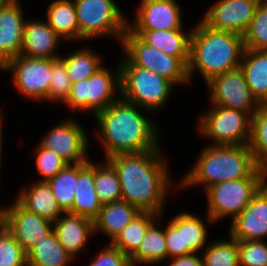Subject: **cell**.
Here are the masks:
<instances>
[{"label":"cell","mask_w":267,"mask_h":266,"mask_svg":"<svg viewBox=\"0 0 267 266\" xmlns=\"http://www.w3.org/2000/svg\"><path fill=\"white\" fill-rule=\"evenodd\" d=\"M160 150L119 153L105 158L117 173L121 200L134 205L140 212L158 215L164 212L172 180L167 160Z\"/></svg>","instance_id":"1"},{"label":"cell","mask_w":267,"mask_h":266,"mask_svg":"<svg viewBox=\"0 0 267 266\" xmlns=\"http://www.w3.org/2000/svg\"><path fill=\"white\" fill-rule=\"evenodd\" d=\"M140 110V111H139ZM150 111L119 98L93 117L105 158L119 153H144L160 147L158 123L144 116Z\"/></svg>","instance_id":"2"},{"label":"cell","mask_w":267,"mask_h":266,"mask_svg":"<svg viewBox=\"0 0 267 266\" xmlns=\"http://www.w3.org/2000/svg\"><path fill=\"white\" fill-rule=\"evenodd\" d=\"M180 181L178 189L202 186L204 191L221 182L240 178H264L249 145H206Z\"/></svg>","instance_id":"3"},{"label":"cell","mask_w":267,"mask_h":266,"mask_svg":"<svg viewBox=\"0 0 267 266\" xmlns=\"http://www.w3.org/2000/svg\"><path fill=\"white\" fill-rule=\"evenodd\" d=\"M244 50L243 36L211 29L199 20L190 36L189 81L196 71L206 84L213 77L240 67Z\"/></svg>","instance_id":"4"},{"label":"cell","mask_w":267,"mask_h":266,"mask_svg":"<svg viewBox=\"0 0 267 266\" xmlns=\"http://www.w3.org/2000/svg\"><path fill=\"white\" fill-rule=\"evenodd\" d=\"M118 66L122 99L150 111L151 114L167 103L175 88L171 81L150 69L135 65Z\"/></svg>","instance_id":"5"},{"label":"cell","mask_w":267,"mask_h":266,"mask_svg":"<svg viewBox=\"0 0 267 266\" xmlns=\"http://www.w3.org/2000/svg\"><path fill=\"white\" fill-rule=\"evenodd\" d=\"M120 92V66L114 74L102 65L89 78L72 83L70 94L63 104L72 111L91 112L94 116L117 101Z\"/></svg>","instance_id":"6"},{"label":"cell","mask_w":267,"mask_h":266,"mask_svg":"<svg viewBox=\"0 0 267 266\" xmlns=\"http://www.w3.org/2000/svg\"><path fill=\"white\" fill-rule=\"evenodd\" d=\"M125 54L119 65H135L150 69L154 73L165 77L175 86L188 85L187 66L177 57L170 56L153 46L145 43L138 35L128 29L122 36L121 42Z\"/></svg>","instance_id":"7"},{"label":"cell","mask_w":267,"mask_h":266,"mask_svg":"<svg viewBox=\"0 0 267 266\" xmlns=\"http://www.w3.org/2000/svg\"><path fill=\"white\" fill-rule=\"evenodd\" d=\"M79 40L112 37L121 42L127 19L114 0H74Z\"/></svg>","instance_id":"8"},{"label":"cell","mask_w":267,"mask_h":266,"mask_svg":"<svg viewBox=\"0 0 267 266\" xmlns=\"http://www.w3.org/2000/svg\"><path fill=\"white\" fill-rule=\"evenodd\" d=\"M198 118L197 130L210 145H249L251 116L238 109L210 105Z\"/></svg>","instance_id":"9"},{"label":"cell","mask_w":267,"mask_h":266,"mask_svg":"<svg viewBox=\"0 0 267 266\" xmlns=\"http://www.w3.org/2000/svg\"><path fill=\"white\" fill-rule=\"evenodd\" d=\"M263 185L264 178H240L207 188V215L215 224L226 217L235 219Z\"/></svg>","instance_id":"10"},{"label":"cell","mask_w":267,"mask_h":266,"mask_svg":"<svg viewBox=\"0 0 267 266\" xmlns=\"http://www.w3.org/2000/svg\"><path fill=\"white\" fill-rule=\"evenodd\" d=\"M52 59L29 58L18 55L7 62L0 71L12 74L14 88L25 98L49 101Z\"/></svg>","instance_id":"11"},{"label":"cell","mask_w":267,"mask_h":266,"mask_svg":"<svg viewBox=\"0 0 267 266\" xmlns=\"http://www.w3.org/2000/svg\"><path fill=\"white\" fill-rule=\"evenodd\" d=\"M206 86L211 105L242 110L251 117L261 106L252 95L240 67L213 77Z\"/></svg>","instance_id":"12"},{"label":"cell","mask_w":267,"mask_h":266,"mask_svg":"<svg viewBox=\"0 0 267 266\" xmlns=\"http://www.w3.org/2000/svg\"><path fill=\"white\" fill-rule=\"evenodd\" d=\"M83 128L74 118L64 119L47 131L39 145L56 153L68 164L88 162L89 137Z\"/></svg>","instance_id":"13"},{"label":"cell","mask_w":267,"mask_h":266,"mask_svg":"<svg viewBox=\"0 0 267 266\" xmlns=\"http://www.w3.org/2000/svg\"><path fill=\"white\" fill-rule=\"evenodd\" d=\"M0 223L28 253L37 240L53 231V222L24 209L16 200L7 207H0Z\"/></svg>","instance_id":"14"},{"label":"cell","mask_w":267,"mask_h":266,"mask_svg":"<svg viewBox=\"0 0 267 266\" xmlns=\"http://www.w3.org/2000/svg\"><path fill=\"white\" fill-rule=\"evenodd\" d=\"M259 0H217L205 11L201 21L214 30L244 36Z\"/></svg>","instance_id":"15"},{"label":"cell","mask_w":267,"mask_h":266,"mask_svg":"<svg viewBox=\"0 0 267 266\" xmlns=\"http://www.w3.org/2000/svg\"><path fill=\"white\" fill-rule=\"evenodd\" d=\"M133 21H127L128 30L185 29L182 10L176 0H140ZM183 27V28H182Z\"/></svg>","instance_id":"16"},{"label":"cell","mask_w":267,"mask_h":266,"mask_svg":"<svg viewBox=\"0 0 267 266\" xmlns=\"http://www.w3.org/2000/svg\"><path fill=\"white\" fill-rule=\"evenodd\" d=\"M230 233L237 241L267 237V188L263 185L243 211L230 222Z\"/></svg>","instance_id":"17"},{"label":"cell","mask_w":267,"mask_h":266,"mask_svg":"<svg viewBox=\"0 0 267 266\" xmlns=\"http://www.w3.org/2000/svg\"><path fill=\"white\" fill-rule=\"evenodd\" d=\"M20 0H10L0 9V69L21 54L27 19Z\"/></svg>","instance_id":"18"},{"label":"cell","mask_w":267,"mask_h":266,"mask_svg":"<svg viewBox=\"0 0 267 266\" xmlns=\"http://www.w3.org/2000/svg\"><path fill=\"white\" fill-rule=\"evenodd\" d=\"M64 42L46 20L29 19L25 23L21 54L29 58L57 59L59 45Z\"/></svg>","instance_id":"19"},{"label":"cell","mask_w":267,"mask_h":266,"mask_svg":"<svg viewBox=\"0 0 267 266\" xmlns=\"http://www.w3.org/2000/svg\"><path fill=\"white\" fill-rule=\"evenodd\" d=\"M53 231L58 241L74 258L87 246L88 239L94 234L92 219L63 213L53 222Z\"/></svg>","instance_id":"20"},{"label":"cell","mask_w":267,"mask_h":266,"mask_svg":"<svg viewBox=\"0 0 267 266\" xmlns=\"http://www.w3.org/2000/svg\"><path fill=\"white\" fill-rule=\"evenodd\" d=\"M101 208L102 203L95 190L94 163L91 160L79 163L73 207L68 213L94 220Z\"/></svg>","instance_id":"21"},{"label":"cell","mask_w":267,"mask_h":266,"mask_svg":"<svg viewBox=\"0 0 267 266\" xmlns=\"http://www.w3.org/2000/svg\"><path fill=\"white\" fill-rule=\"evenodd\" d=\"M129 31L138 35L148 45L170 56H175L186 66L188 65L192 31L186 32L184 29Z\"/></svg>","instance_id":"22"},{"label":"cell","mask_w":267,"mask_h":266,"mask_svg":"<svg viewBox=\"0 0 267 266\" xmlns=\"http://www.w3.org/2000/svg\"><path fill=\"white\" fill-rule=\"evenodd\" d=\"M16 201L27 211L55 222L64 212L58 206L48 182H36L22 188Z\"/></svg>","instance_id":"23"},{"label":"cell","mask_w":267,"mask_h":266,"mask_svg":"<svg viewBox=\"0 0 267 266\" xmlns=\"http://www.w3.org/2000/svg\"><path fill=\"white\" fill-rule=\"evenodd\" d=\"M139 213L134 205L124 200L103 204L98 216L93 220L94 233L101 232L111 243Z\"/></svg>","instance_id":"24"},{"label":"cell","mask_w":267,"mask_h":266,"mask_svg":"<svg viewBox=\"0 0 267 266\" xmlns=\"http://www.w3.org/2000/svg\"><path fill=\"white\" fill-rule=\"evenodd\" d=\"M240 68L254 98L267 105V50L245 49Z\"/></svg>","instance_id":"25"},{"label":"cell","mask_w":267,"mask_h":266,"mask_svg":"<svg viewBox=\"0 0 267 266\" xmlns=\"http://www.w3.org/2000/svg\"><path fill=\"white\" fill-rule=\"evenodd\" d=\"M46 12L47 24L63 41L70 43L73 40H79L74 0H53Z\"/></svg>","instance_id":"26"},{"label":"cell","mask_w":267,"mask_h":266,"mask_svg":"<svg viewBox=\"0 0 267 266\" xmlns=\"http://www.w3.org/2000/svg\"><path fill=\"white\" fill-rule=\"evenodd\" d=\"M207 224L198 215H193L183 211L176 214L169 222L177 229L181 230L182 249H190L193 253H199L207 245L208 229L206 225L215 222L207 215Z\"/></svg>","instance_id":"27"},{"label":"cell","mask_w":267,"mask_h":266,"mask_svg":"<svg viewBox=\"0 0 267 266\" xmlns=\"http://www.w3.org/2000/svg\"><path fill=\"white\" fill-rule=\"evenodd\" d=\"M73 261L74 257L60 244L54 231L45 239H38L27 253L28 266H70Z\"/></svg>","instance_id":"28"},{"label":"cell","mask_w":267,"mask_h":266,"mask_svg":"<svg viewBox=\"0 0 267 266\" xmlns=\"http://www.w3.org/2000/svg\"><path fill=\"white\" fill-rule=\"evenodd\" d=\"M157 220L148 228L138 250L129 258L131 266L156 265L167 260L165 229H159Z\"/></svg>","instance_id":"29"},{"label":"cell","mask_w":267,"mask_h":266,"mask_svg":"<svg viewBox=\"0 0 267 266\" xmlns=\"http://www.w3.org/2000/svg\"><path fill=\"white\" fill-rule=\"evenodd\" d=\"M163 216L151 212H140L133 220L115 237L111 244L120 249L130 258L139 248L148 228L156 221L160 222Z\"/></svg>","instance_id":"30"},{"label":"cell","mask_w":267,"mask_h":266,"mask_svg":"<svg viewBox=\"0 0 267 266\" xmlns=\"http://www.w3.org/2000/svg\"><path fill=\"white\" fill-rule=\"evenodd\" d=\"M90 47L80 48L67 56L59 58L64 62L66 72L72 83L89 78L102 64V57Z\"/></svg>","instance_id":"31"},{"label":"cell","mask_w":267,"mask_h":266,"mask_svg":"<svg viewBox=\"0 0 267 266\" xmlns=\"http://www.w3.org/2000/svg\"><path fill=\"white\" fill-rule=\"evenodd\" d=\"M77 179L78 164H68L48 181L58 206L64 213H68L73 207Z\"/></svg>","instance_id":"32"},{"label":"cell","mask_w":267,"mask_h":266,"mask_svg":"<svg viewBox=\"0 0 267 266\" xmlns=\"http://www.w3.org/2000/svg\"><path fill=\"white\" fill-rule=\"evenodd\" d=\"M249 148L260 170L267 171V105H261L251 117Z\"/></svg>","instance_id":"33"},{"label":"cell","mask_w":267,"mask_h":266,"mask_svg":"<svg viewBox=\"0 0 267 266\" xmlns=\"http://www.w3.org/2000/svg\"><path fill=\"white\" fill-rule=\"evenodd\" d=\"M94 183L102 205L121 200V186L117 173L106 160L94 164Z\"/></svg>","instance_id":"34"},{"label":"cell","mask_w":267,"mask_h":266,"mask_svg":"<svg viewBox=\"0 0 267 266\" xmlns=\"http://www.w3.org/2000/svg\"><path fill=\"white\" fill-rule=\"evenodd\" d=\"M229 236V240L209 242L203 250V266H239L238 241Z\"/></svg>","instance_id":"35"},{"label":"cell","mask_w":267,"mask_h":266,"mask_svg":"<svg viewBox=\"0 0 267 266\" xmlns=\"http://www.w3.org/2000/svg\"><path fill=\"white\" fill-rule=\"evenodd\" d=\"M245 49L267 50V0H261L243 36Z\"/></svg>","instance_id":"36"},{"label":"cell","mask_w":267,"mask_h":266,"mask_svg":"<svg viewBox=\"0 0 267 266\" xmlns=\"http://www.w3.org/2000/svg\"><path fill=\"white\" fill-rule=\"evenodd\" d=\"M72 82L66 72L64 62L60 59H52V69L49 85V102L63 104L71 91Z\"/></svg>","instance_id":"37"},{"label":"cell","mask_w":267,"mask_h":266,"mask_svg":"<svg viewBox=\"0 0 267 266\" xmlns=\"http://www.w3.org/2000/svg\"><path fill=\"white\" fill-rule=\"evenodd\" d=\"M0 266H28L27 253L1 223Z\"/></svg>","instance_id":"38"},{"label":"cell","mask_w":267,"mask_h":266,"mask_svg":"<svg viewBox=\"0 0 267 266\" xmlns=\"http://www.w3.org/2000/svg\"><path fill=\"white\" fill-rule=\"evenodd\" d=\"M32 151V153L36 155V170L41 176V179H38L39 182H48L68 165L59 155L42 148L39 144H37L36 148Z\"/></svg>","instance_id":"39"},{"label":"cell","mask_w":267,"mask_h":266,"mask_svg":"<svg viewBox=\"0 0 267 266\" xmlns=\"http://www.w3.org/2000/svg\"><path fill=\"white\" fill-rule=\"evenodd\" d=\"M239 266H267V241H238Z\"/></svg>","instance_id":"40"},{"label":"cell","mask_w":267,"mask_h":266,"mask_svg":"<svg viewBox=\"0 0 267 266\" xmlns=\"http://www.w3.org/2000/svg\"><path fill=\"white\" fill-rule=\"evenodd\" d=\"M88 266H131L129 258L111 243L103 247Z\"/></svg>","instance_id":"41"},{"label":"cell","mask_w":267,"mask_h":266,"mask_svg":"<svg viewBox=\"0 0 267 266\" xmlns=\"http://www.w3.org/2000/svg\"><path fill=\"white\" fill-rule=\"evenodd\" d=\"M167 259L193 253L190 249H182L181 230H177L169 221L165 228Z\"/></svg>","instance_id":"42"},{"label":"cell","mask_w":267,"mask_h":266,"mask_svg":"<svg viewBox=\"0 0 267 266\" xmlns=\"http://www.w3.org/2000/svg\"><path fill=\"white\" fill-rule=\"evenodd\" d=\"M197 253L168 259L169 266H203V259ZM201 257V258H200Z\"/></svg>","instance_id":"43"},{"label":"cell","mask_w":267,"mask_h":266,"mask_svg":"<svg viewBox=\"0 0 267 266\" xmlns=\"http://www.w3.org/2000/svg\"><path fill=\"white\" fill-rule=\"evenodd\" d=\"M4 114L2 113V108L0 107V169H2L1 167H2V163H1V161H2V147H3V128L4 127H2V121H3V119H2V116H3Z\"/></svg>","instance_id":"44"},{"label":"cell","mask_w":267,"mask_h":266,"mask_svg":"<svg viewBox=\"0 0 267 266\" xmlns=\"http://www.w3.org/2000/svg\"><path fill=\"white\" fill-rule=\"evenodd\" d=\"M10 0H0V9L6 4L8 3Z\"/></svg>","instance_id":"45"},{"label":"cell","mask_w":267,"mask_h":266,"mask_svg":"<svg viewBox=\"0 0 267 266\" xmlns=\"http://www.w3.org/2000/svg\"><path fill=\"white\" fill-rule=\"evenodd\" d=\"M264 186L267 188V171L265 172L264 175Z\"/></svg>","instance_id":"46"}]
</instances>
